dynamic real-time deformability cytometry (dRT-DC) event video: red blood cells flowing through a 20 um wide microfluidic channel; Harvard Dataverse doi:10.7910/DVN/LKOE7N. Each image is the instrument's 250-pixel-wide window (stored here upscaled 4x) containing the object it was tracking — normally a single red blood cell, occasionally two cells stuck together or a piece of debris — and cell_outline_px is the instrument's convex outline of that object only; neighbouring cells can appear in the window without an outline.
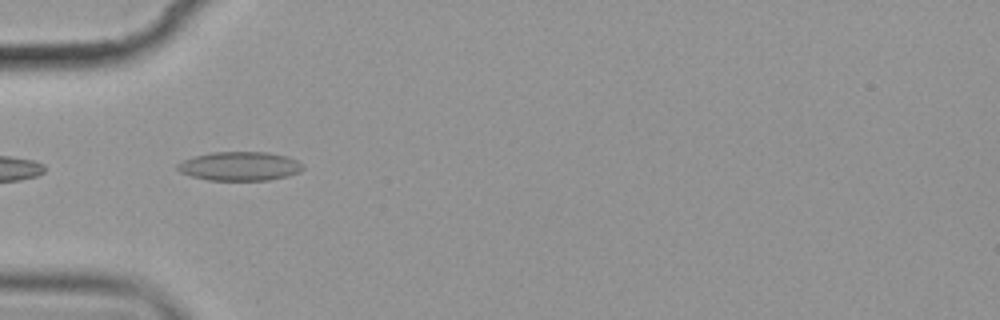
{"species": "common noctule bat (a hibernating species)", "species_latin": "Nyctalus noctula", "temperature_condition": "cold", "stored_images_in_passage": 6, "camera_frame_rate_fps": 3000, "um_per_image_px": 0.085, "animal": {"sex": "female", "body_mass_g": 19.9}, "frame": {"image": 1, "passage_image": 5, "time_ms": 5.0, "image_size_px": [1000, 320], "cell_outline_px": [[304, 168], [300, 172], [288, 176], [268, 180], [208, 180], [192, 176], [180, 172], [176, 168], [176, 164], [192, 156], [212, 152], [264, 152], [288, 156], [296, 160]], "centroid_in_image_um": [20.36, 14.12], "position_along_channel_um": 64.6, "area_um2": 21.15}}
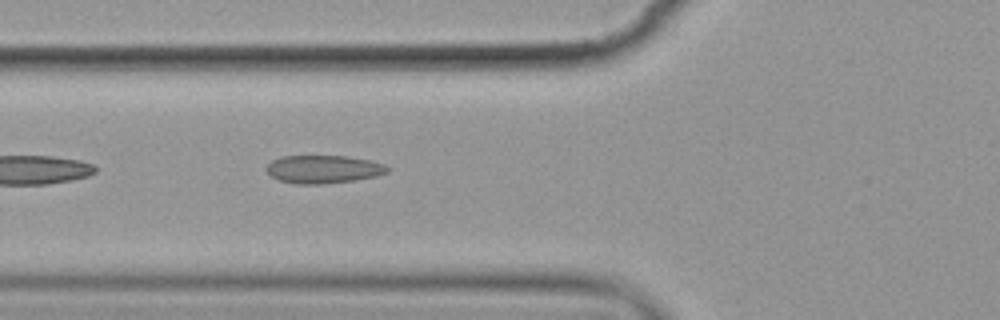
{"frame": {"image": 2, "passage_image": 6, "time_ms": 6.0, "image_size_px": [1000, 320], "cell_outline_px": [[388, 172], [376, 176], [352, 180], [320, 184], [296, 184], [280, 180], [272, 176], [264, 168], [272, 160], [284, 156], [348, 156], [368, 160], [384, 164], [388, 168]], "centroid_in_image_um": [27.46, 14.38], "position_along_channel_um": 98.3, "area_um2": 19.54}}